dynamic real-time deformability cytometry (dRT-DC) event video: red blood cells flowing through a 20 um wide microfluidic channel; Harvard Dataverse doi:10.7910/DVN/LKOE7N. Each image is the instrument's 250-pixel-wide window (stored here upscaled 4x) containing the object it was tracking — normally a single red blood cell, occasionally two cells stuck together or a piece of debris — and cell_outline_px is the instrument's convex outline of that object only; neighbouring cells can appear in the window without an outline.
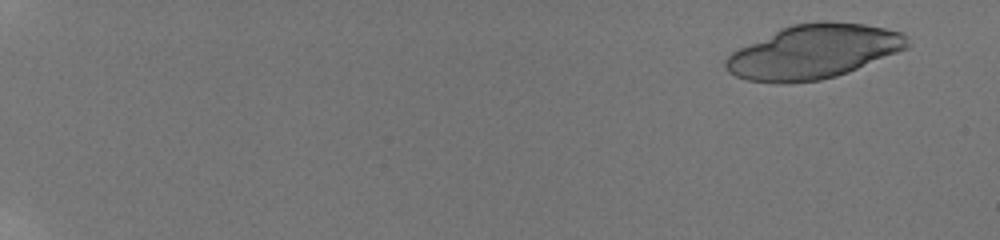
{"species": "human", "species_latin": "Homo sapiens", "temperature_condition": "room temperature", "stored_images_in_passage": 9, "camera_frame_rate_fps": 3000, "um_per_image_px": 0.085, "donor": {"sex": "male"}, "frame": {"image": 1, "passage_image": 1, "time_ms": 0.0, "image_size_px": [1000, 240], "cell_outline_px": [[908, 48], [848, 72], [836, 76], [820, 80], [784, 84], [780, 84], [748, 80], [736, 76], [728, 72], [724, 68], [724, 60], [732, 52], [780, 28], [792, 24], [816, 20], [824, 20], [864, 24], [884, 28], [900, 32], [908, 36]], "centroid_in_image_um": [69.14, 4.39], "position_along_channel_um": 15.9, "area_um2": 57.34}}